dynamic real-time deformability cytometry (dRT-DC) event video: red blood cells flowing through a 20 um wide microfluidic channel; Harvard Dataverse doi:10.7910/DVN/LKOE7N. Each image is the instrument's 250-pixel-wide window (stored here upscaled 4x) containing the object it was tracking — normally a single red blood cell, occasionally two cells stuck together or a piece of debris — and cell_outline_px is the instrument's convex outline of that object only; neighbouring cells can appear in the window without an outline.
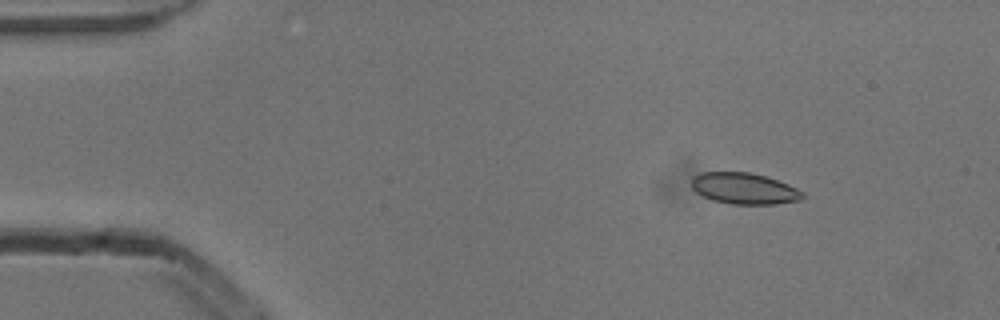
{"species": "common noctule bat (a hibernating species)", "species_latin": "Nyctalus noctula", "temperature_condition": "cold", "stored_images_in_passage": 53, "camera_frame_rate_fps": 3000, "um_per_image_px": 0.085, "animal": {"sex": "male", "body_mass_g": 13.3}, "frame": {"image": 1, "passage_image": 7, "time_ms": 2.0, "image_size_px": [1000, 320], "cell_outline_px": [[804, 196], [800, 200], [776, 204], [732, 204], [712, 200], [696, 192], [692, 188], [692, 176], [700, 172], [748, 172], [764, 176], [788, 184], [804, 192]], "centroid_in_image_um": [63.24, 16.02], "position_along_channel_um": 21.8, "area_um2": 20.17}}
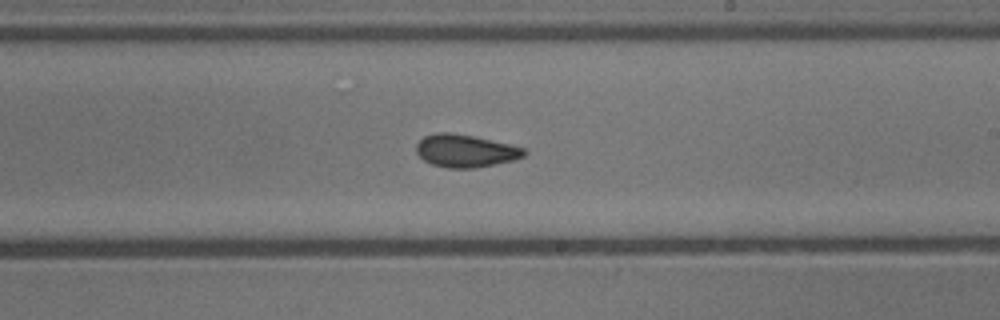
{"frame": {"image": 2, "passage_image": 31, "time_ms": 10.0, "image_size_px": [1000, 320], "cell_outline_px": [[528, 152], [524, 156], [512, 160], [472, 168], [448, 168], [432, 164], [424, 160], [416, 152], [416, 144], [424, 136], [436, 132], [452, 132], [472, 136], [508, 144], [524, 148]], "centroid_in_image_um": [39.52, 12.81], "position_along_channel_um": 249.5, "area_um2": 20.29}}
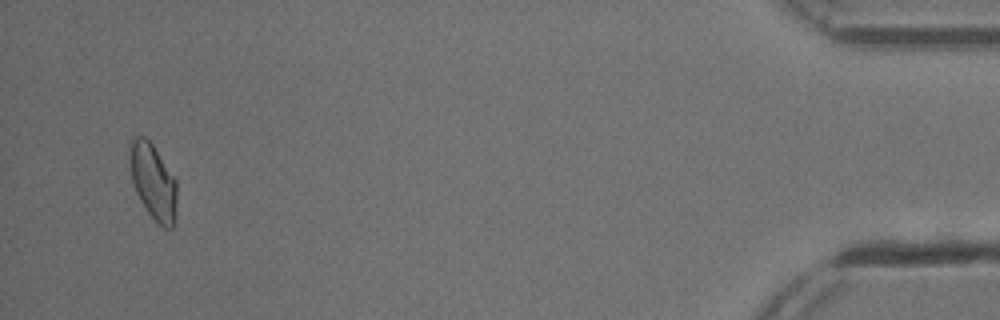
{"frame": {"image": 3, "passage_image": 51, "time_ms": 16.667, "image_size_px": [1000, 320], "cell_outline_px": [[176, 204], [172, 228], [164, 228], [148, 212], [140, 200], [132, 184], [128, 140], [132, 136], [144, 136], [152, 144], [176, 180]], "centroid_in_image_um": [12.97, 15.37], "position_along_channel_um": 422.2, "area_um2": 20.58}, "authors_computed_cell_mechanics": {"area_um2": 20.4034, "velocity_mm_per_s": 3.8724, "shape_relaxation_time_tau1_ms": 4.0094, "shape_relaxation_time_tau2_ms": 1.8218, "deformation_change_tau1": 0.0909, "deformation_change_tau2": 0.054}}